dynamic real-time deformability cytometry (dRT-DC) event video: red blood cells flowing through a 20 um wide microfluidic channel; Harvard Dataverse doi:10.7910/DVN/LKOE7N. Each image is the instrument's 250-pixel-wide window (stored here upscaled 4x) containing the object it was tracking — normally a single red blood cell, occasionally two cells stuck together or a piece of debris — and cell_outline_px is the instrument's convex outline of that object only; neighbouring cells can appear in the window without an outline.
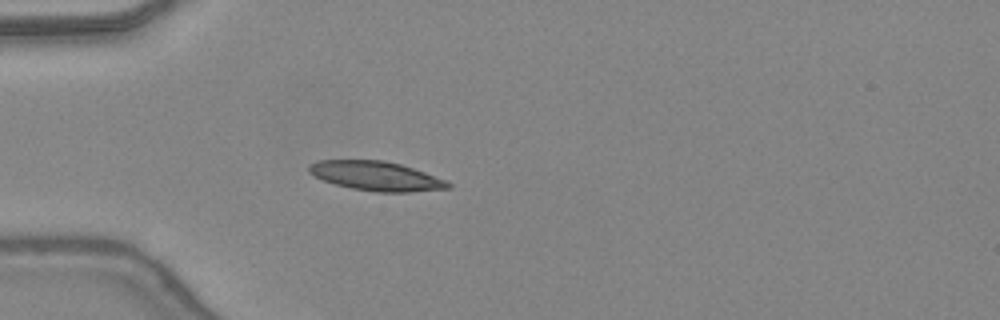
{"species": "common noctule bat (a hibernating species)", "species_latin": "Nyctalus noctula", "temperature_condition": "warm", "stored_images_in_passage": 30, "camera_frame_rate_fps": 3000, "um_per_image_px": 0.085, "animal": {"sex": "female", "body_mass_g": 24.6, "forearm_length_mm": 56.2}, "frame": {"image": 1, "passage_image": 3, "time_ms": 0.667, "image_size_px": [1000, 320], "cell_outline_px": [[452, 188], [412, 192], [376, 192], [352, 188], [336, 184], [324, 180], [308, 172], [308, 164], [316, 160], [384, 160], [400, 164], [424, 172], [444, 180], [452, 184]], "centroid_in_image_um": [31.96, 14.96], "position_along_channel_um": 53.0, "area_um2": 23.64}}
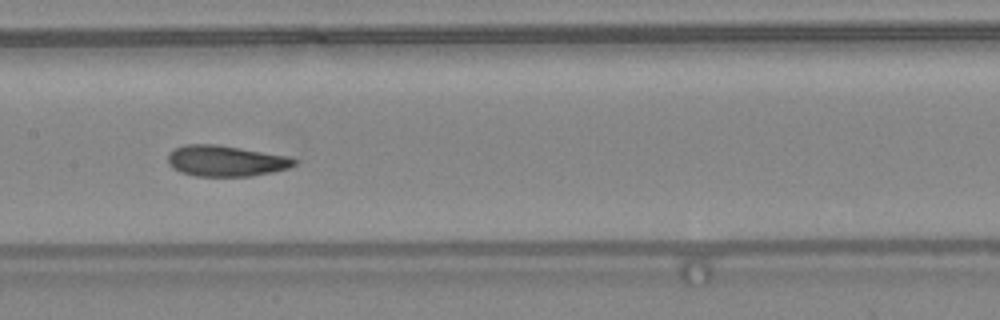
{"frame": {"image": 2, "passage_image": 13, "time_ms": 4.0, "image_size_px": [1000, 320], "cell_outline_px": [[296, 164], [288, 168], [272, 172], [252, 176], [196, 176], [180, 172], [172, 168], [168, 164], [168, 152], [184, 144], [216, 144], [288, 156], [296, 160]], "centroid_in_image_um": [19.15, 13.68], "position_along_channel_um": 188.2, "area_um2": 22.77}}
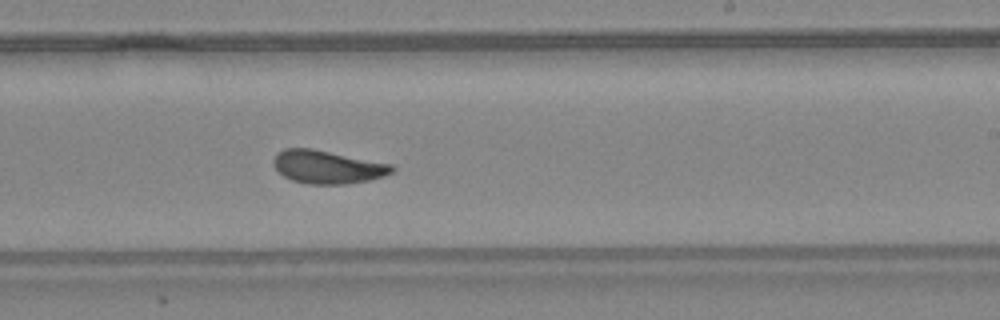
{"frame": {"image": 3, "passage_image": 18, "time_ms": 5.667, "image_size_px": [1000, 320], "cell_outline_px": [[396, 168], [392, 172], [384, 176], [368, 180], [344, 184], [308, 184], [292, 180], [284, 176], [272, 164], [272, 160], [276, 152], [284, 148], [312, 148], [392, 164]], "centroid_in_image_um": [27.81, 14.18], "position_along_channel_um": 261.2, "area_um2": 22.95}, "authors_computed_cell_mechanics": {"area_um2": 22.7443, "velocity_mm_per_s": 4.4015, "shape_relaxation_time_tau1_ms": 5.8134, "shape_relaxation_time_tau2_ms": 1.2569, "deformation_change_tau1": 0.1848, "deformation_change_tau2": 0.0679}}